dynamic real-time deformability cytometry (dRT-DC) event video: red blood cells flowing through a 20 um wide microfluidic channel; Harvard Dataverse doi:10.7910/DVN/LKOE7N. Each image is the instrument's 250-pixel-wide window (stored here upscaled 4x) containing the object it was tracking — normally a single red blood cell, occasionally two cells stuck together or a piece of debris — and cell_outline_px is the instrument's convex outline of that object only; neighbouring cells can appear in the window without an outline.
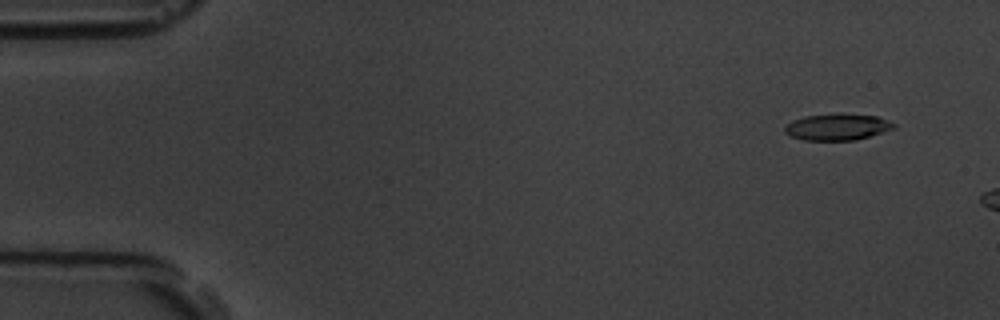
{"species": "common noctule bat (a hibernating species)", "species_latin": "Nyctalus noctula", "temperature_condition": "room temperature", "stored_images_in_passage": 10, "camera_frame_rate_fps": 3000, "um_per_image_px": 0.085, "animal": {"sex": "male", "body_mass_g": 19.5, "forearm_length_mm": 54.6}, "frame": {"image": 1, "passage_image": 4, "time_ms": 1.0, "image_size_px": [1000, 320], "cell_outline_px": [[896, 128], [856, 140], [804, 140], [792, 136], [784, 132], [784, 124], [792, 120], [804, 116], [840, 112], [876, 116], [896, 124]], "centroid_in_image_um": [71.15, 10.77], "position_along_channel_um": 13.9, "area_um2": 17.11}}